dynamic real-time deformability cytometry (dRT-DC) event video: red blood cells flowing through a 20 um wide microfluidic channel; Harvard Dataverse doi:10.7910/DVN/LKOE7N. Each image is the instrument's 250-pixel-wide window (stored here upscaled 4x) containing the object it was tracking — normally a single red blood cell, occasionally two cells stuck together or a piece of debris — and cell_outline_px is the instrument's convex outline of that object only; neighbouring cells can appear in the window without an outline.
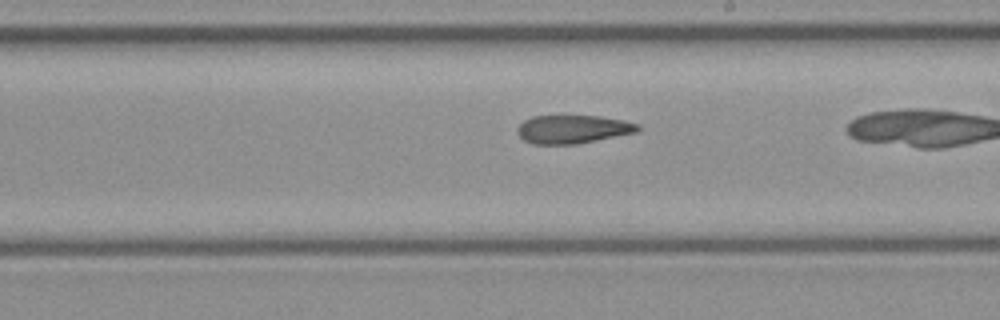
{"species": "common noctule bat (a hibernating species)", "species_latin": "Nyctalus noctula", "temperature_condition": "cold", "stored_images_in_passage": 33, "camera_frame_rate_fps": 3000, "um_per_image_px": 0.085, "animal": {"sex": "female", "body_mass_g": 21.9}, "frame": {"image": 1, "passage_image": 24, "time_ms": 7.667, "image_size_px": [1000, 320], "cell_outline_px": [[640, 128], [636, 132], [576, 144], [532, 144], [524, 140], [516, 132], [516, 128], [524, 120], [532, 116], [600, 116], [624, 120], [640, 124]], "centroid_in_image_um": [48.67, 10.98], "position_along_channel_um": 240.3, "area_um2": 19.88}}